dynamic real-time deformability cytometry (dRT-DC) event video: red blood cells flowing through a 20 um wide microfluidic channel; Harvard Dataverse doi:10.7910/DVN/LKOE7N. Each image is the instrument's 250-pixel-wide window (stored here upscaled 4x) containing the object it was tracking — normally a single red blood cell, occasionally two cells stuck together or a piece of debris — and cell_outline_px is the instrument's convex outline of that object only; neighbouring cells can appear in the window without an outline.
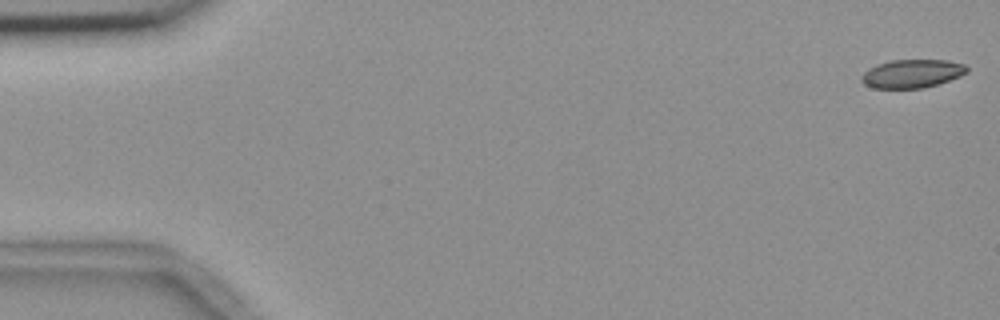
{"species": "common noctule bat (a hibernating species)", "species_latin": "Nyctalus noctula", "temperature_condition": "room temperature", "stored_images_in_passage": 55, "camera_frame_rate_fps": 3000, "um_per_image_px": 0.085, "animal": {"sex": "female", "body_mass_g": 18.4}, "frame": {"image": 1, "passage_image": 1, "time_ms": 0.0, "image_size_px": [1000, 320], "cell_outline_px": [[968, 72], [960, 76], [924, 88], [872, 88], [864, 84], [860, 80], [860, 76], [868, 68], [876, 64], [892, 60], [948, 60], [964, 64], [968, 68]], "centroid_in_image_um": [77.49, 6.25], "position_along_channel_um": 7.5, "area_um2": 17.51}}
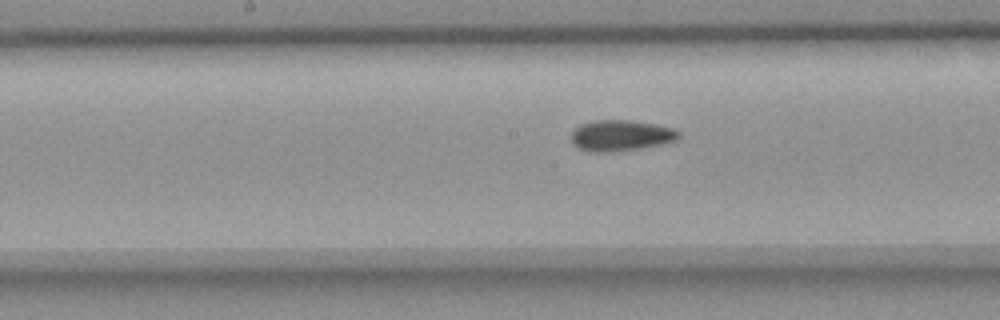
{"frame": {"image": 2, "passage_image": 28, "time_ms": 9.0, "image_size_px": [1000, 320], "cell_outline_px": [[680, 136], [676, 140], [660, 144], [640, 148], [612, 152], [588, 152], [572, 144], [572, 132], [580, 124], [592, 120], [632, 120], [656, 124], [672, 128], [680, 132]], "centroid_in_image_um": [52.75, 11.51], "position_along_channel_um": 195.4, "area_um2": 19.42}}
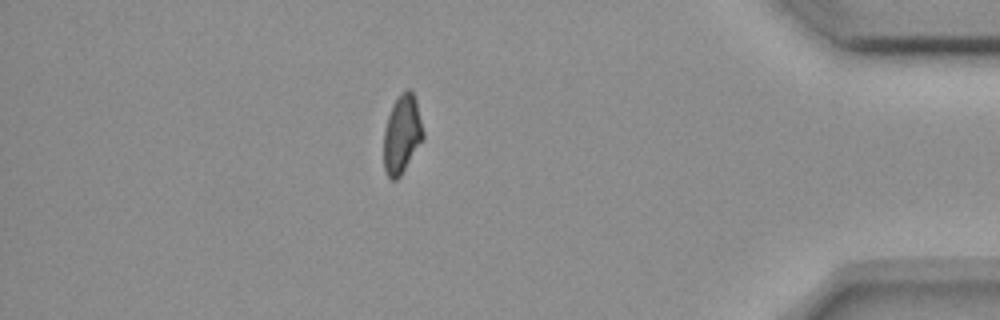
{"frame": {"image": 3, "passage_image": 48, "time_ms": 15.667, "image_size_px": [1000, 320], "cell_outline_px": [[424, 136], [400, 176], [396, 180], [392, 180], [388, 176], [384, 168], [384, 128], [392, 104], [400, 92], [408, 88], [412, 92], [416, 100], [424, 132]], "centroid_in_image_um": [34.15, 11.37], "position_along_channel_um": 401.0, "area_um2": 17.86}, "authors_computed_cell_mechanics": {"area_um2": 18.7272, "velocity_mm_per_s": 3.6832, "shape_relaxation_time_tau1_ms": null, "shape_relaxation_time_tau2_ms": 5.7745, "deformation_change_tau1": null, "deformation_change_tau2": 0.0986}}